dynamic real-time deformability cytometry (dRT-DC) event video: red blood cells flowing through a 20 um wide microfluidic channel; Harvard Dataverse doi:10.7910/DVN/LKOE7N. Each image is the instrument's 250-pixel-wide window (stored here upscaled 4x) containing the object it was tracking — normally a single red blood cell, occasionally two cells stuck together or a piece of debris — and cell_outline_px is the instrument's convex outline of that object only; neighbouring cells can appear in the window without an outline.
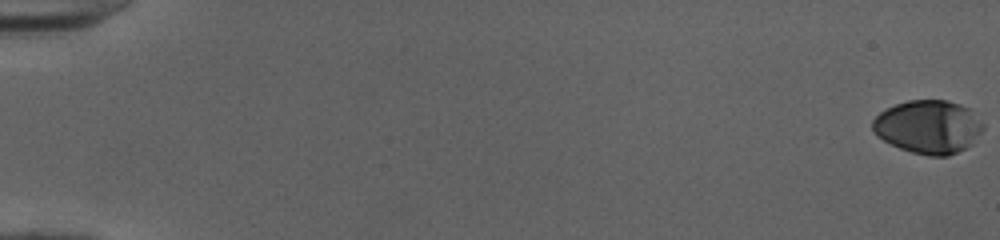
{"species": "human", "species_latin": "Homo sapiens", "temperature_condition": "cold", "stored_images_in_passage": 53, "camera_frame_rate_fps": 3000, "um_per_image_px": 0.085, "donor": {"sex": "female"}, "frame": {"image": 1, "passage_image": 1, "time_ms": 0.0, "image_size_px": [1000, 240], "cell_outline_px": [[984, 128], [972, 144], [948, 156], [928, 156], [912, 152], [900, 148], [884, 140], [872, 128], [872, 120], [880, 112], [896, 104], [908, 100], [948, 100], [960, 104], [968, 108], [984, 124]], "centroid_in_image_um": [78.93, 10.77], "position_along_channel_um": 6.1, "area_um2": 34.1}}
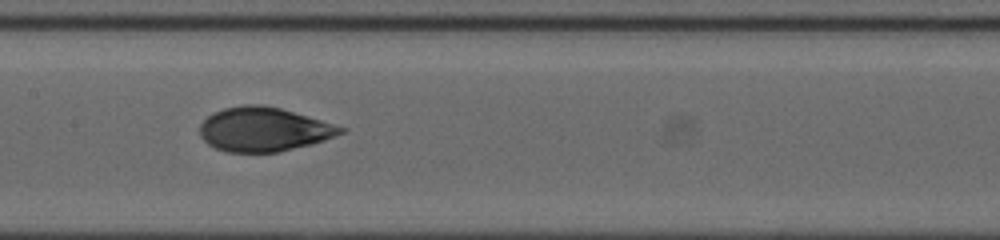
{"frame": {"image": 2, "passage_image": 29, "time_ms": 9.333, "image_size_px": [1000, 240], "cell_outline_px": [[348, 128], [344, 132], [324, 140], [312, 144], [276, 152], [228, 152], [216, 148], [208, 144], [200, 136], [200, 124], [208, 116], [224, 108], [244, 104], [260, 104], [280, 108]], "centroid_in_image_um": [22.41, 10.99], "position_along_channel_um": 185.0, "area_um2": 35.95}}
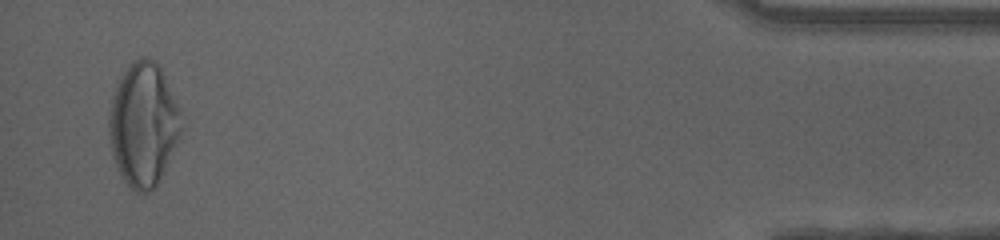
{"frame": {"image": 3, "passage_image": 52, "time_ms": 17.0, "image_size_px": [1000, 240], "cell_outline_px": [[180, 136], [156, 184], [148, 192], [136, 192], [120, 176], [112, 156], [108, 136], [108, 108], [116, 84], [132, 60], [140, 56], [148, 56], [156, 60], [164, 76], [180, 112]], "centroid_in_image_um": [12.12, 10.54], "position_along_channel_um": 423.1, "area_um2": 51.73}, "authors_computed_cell_mechanics": {"area_um2": 36.2406, "velocity_mm_per_s": 4.0272, "shape_relaxation_time_tau1_ms": 5.7915, "shape_relaxation_time_tau2_ms": 0.8283, "deformation_change_tau1": 0.2229, "deformation_change_tau2": 0.0455}}